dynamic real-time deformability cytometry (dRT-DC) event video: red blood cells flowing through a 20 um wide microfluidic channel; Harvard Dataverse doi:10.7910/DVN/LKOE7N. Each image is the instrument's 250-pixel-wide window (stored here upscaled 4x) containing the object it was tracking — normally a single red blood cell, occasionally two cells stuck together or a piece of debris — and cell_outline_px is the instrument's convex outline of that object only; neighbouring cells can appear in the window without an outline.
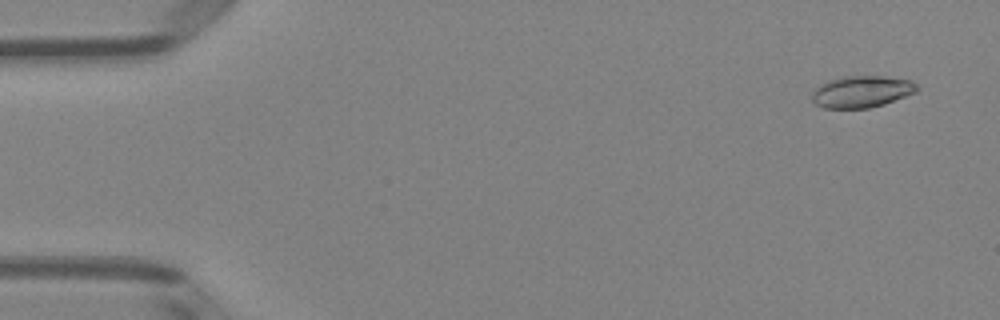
{"species": "Egyptian fruit bat (a non-hibernating species)", "species_latin": "Rousettus aegyptiacus", "temperature_condition": "room temperature", "stored_images_in_passage": 50, "camera_frame_rate_fps": 3000, "um_per_image_px": 0.085, "animal": {"sex": "female"}, "frame": {"image": 1, "passage_image": 2, "time_ms": 0.333, "image_size_px": [1000, 320], "cell_outline_px": [[920, 88], [916, 92], [884, 104], [868, 108], [824, 108], [816, 104], [812, 100], [812, 92], [820, 84], [828, 80], [840, 76], [884, 76], [912, 80]], "centroid_in_image_um": [73.24, 7.78], "position_along_channel_um": 11.8, "area_um2": 19.54}}
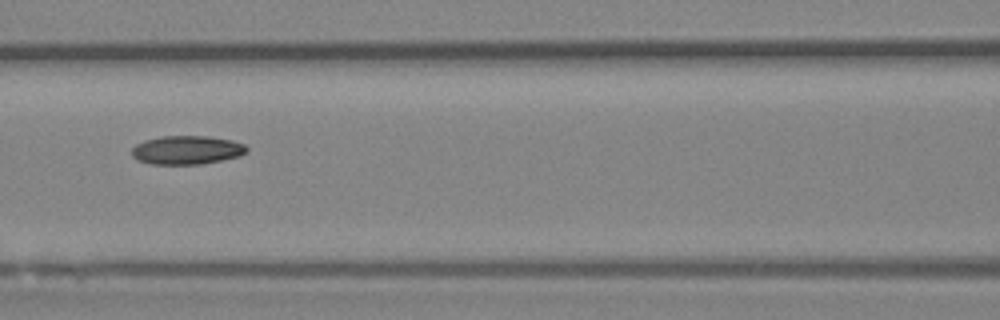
{"frame": {"image": 2, "passage_image": 22, "time_ms": 7.0, "image_size_px": [1000, 320], "cell_outline_px": [[248, 152], [240, 156], [200, 164], [152, 164], [136, 160], [132, 156], [132, 148], [136, 144], [144, 140], [160, 136], [208, 136], [232, 140], [244, 144], [248, 148]], "centroid_in_image_um": [15.87, 12.74], "position_along_channel_um": 150.7, "area_um2": 19.31}}
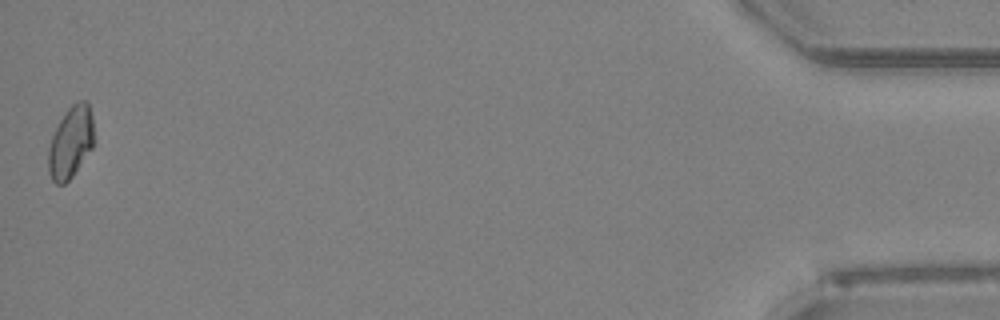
{"frame": {"image": 3, "passage_image": 50, "time_ms": 16.333, "image_size_px": [1000, 320], "cell_outline_px": [[92, 148], [72, 176], [64, 184], [56, 184], [52, 180], [48, 172], [48, 148], [52, 136], [60, 120], [68, 108], [72, 104], [80, 100], [88, 100], [92, 116]], "centroid_in_image_um": [5.99, 12.09], "position_along_channel_um": 429.2, "area_um2": 18.84}, "authors_computed_cell_mechanics": {"area_um2": 18.9873, "velocity_mm_per_s": 3.9804, "shape_relaxation_time_tau1_ms": 11.0127, "shape_relaxation_time_tau2_ms": 8.9231, "deformation_change_tau1": 0.2299, "deformation_change_tau2": 0.1392}}